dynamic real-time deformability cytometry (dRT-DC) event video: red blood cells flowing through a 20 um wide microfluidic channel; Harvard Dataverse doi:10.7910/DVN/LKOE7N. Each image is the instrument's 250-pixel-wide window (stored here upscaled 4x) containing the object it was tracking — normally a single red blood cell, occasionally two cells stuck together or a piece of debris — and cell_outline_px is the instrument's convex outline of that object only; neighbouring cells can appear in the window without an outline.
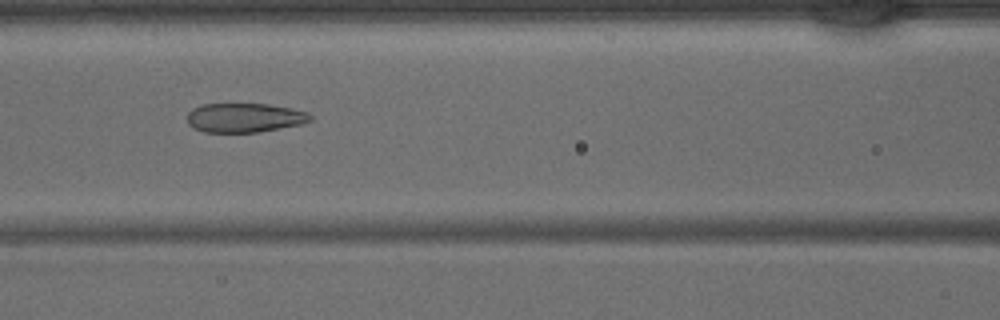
{"species": "common noctule bat (a hibernating species)", "species_latin": "Nyctalus noctula", "temperature_condition": "warm", "stored_images_in_passage": 42, "camera_frame_rate_fps": 3000, "um_per_image_px": 0.085, "animal": {"sex": "male", "body_mass_g": 15.6}, "frame": {"image": 1, "passage_image": 18, "time_ms": 5.667, "image_size_px": [1000, 320], "cell_outline_px": [[312, 120], [300, 124], [280, 128], [256, 132], [204, 132], [192, 128], [188, 124], [188, 112], [192, 108], [200, 104], [268, 104], [292, 108], [308, 112], [312, 116]], "centroid_in_image_um": [20.77, 10.0], "position_along_channel_um": 145.8, "area_um2": 21.04}}
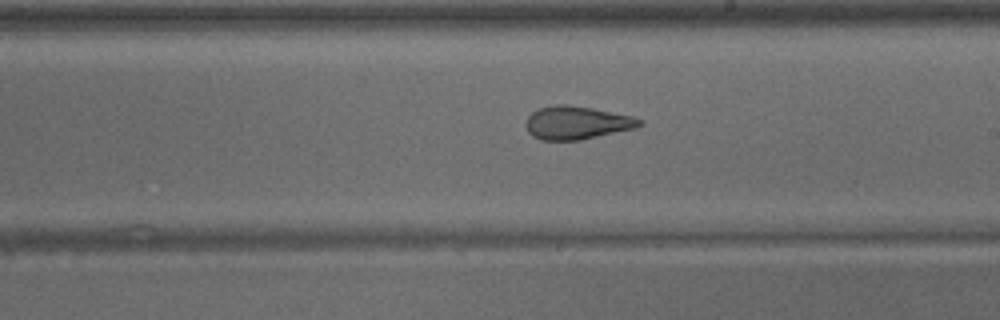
{"frame": {"image": 2, "passage_image": 24, "time_ms": 7.667, "image_size_px": [1000, 320], "cell_outline_px": [[644, 124], [636, 128], [580, 140], [540, 140], [532, 136], [528, 132], [524, 124], [528, 116], [532, 112], [540, 108], [556, 104], [568, 104], [592, 108], [632, 116], [640, 120]], "centroid_in_image_um": [48.99, 10.43], "position_along_channel_um": 240.0, "area_um2": 22.02}}
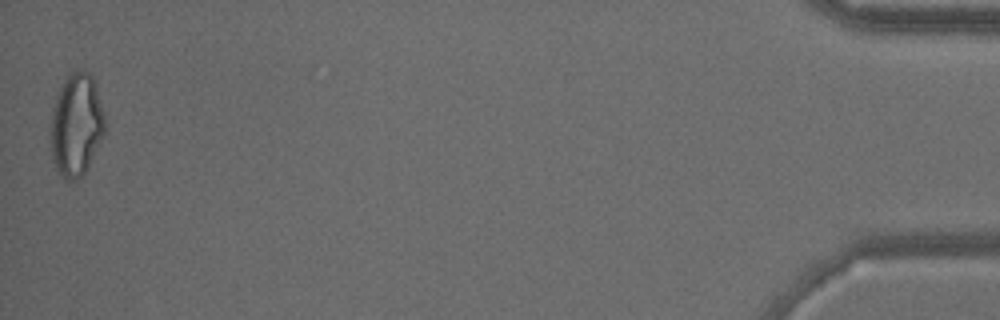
{"frame": {"image": 3, "passage_image": 42, "time_ms": 13.667, "image_size_px": [1000, 320], "cell_outline_px": [[104, 136], [88, 168], [76, 180], [64, 180], [60, 176], [56, 168], [52, 156], [52, 108], [56, 96], [68, 72], [76, 68], [80, 68], [88, 72], [92, 76], [104, 112]], "centroid_in_image_um": [6.5, 10.59], "position_along_channel_um": 428.7, "area_um2": 32.48}}